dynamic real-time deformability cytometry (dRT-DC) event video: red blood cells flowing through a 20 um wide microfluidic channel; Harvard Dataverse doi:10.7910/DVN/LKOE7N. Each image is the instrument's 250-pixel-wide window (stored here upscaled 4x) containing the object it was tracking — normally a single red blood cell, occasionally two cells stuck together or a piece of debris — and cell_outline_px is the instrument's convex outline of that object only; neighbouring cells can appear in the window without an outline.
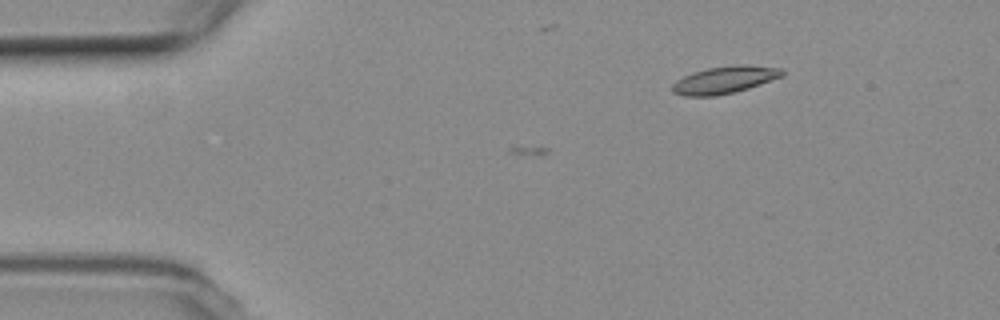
{"species": "common noctule bat (a hibernating species)", "species_latin": "Nyctalus noctula", "temperature_condition": "room temperature", "stored_images_in_passage": 9, "camera_frame_rate_fps": 3000, "um_per_image_px": 0.085, "animal": {"sex": "female", "body_mass_g": 19.3, "forearm_length_mm": 54.1}, "frame": {"image": 1, "passage_image": 1, "time_ms": 0.0, "image_size_px": [1000, 320], "cell_outline_px": [[784, 76], [748, 88], [716, 96], [684, 96], [672, 92], [672, 84], [676, 80], [692, 72], [708, 68], [736, 64], [744, 64], [784, 68]], "centroid_in_image_um": [61.6, 6.77], "position_along_channel_um": 23.4, "area_um2": 17.57}}